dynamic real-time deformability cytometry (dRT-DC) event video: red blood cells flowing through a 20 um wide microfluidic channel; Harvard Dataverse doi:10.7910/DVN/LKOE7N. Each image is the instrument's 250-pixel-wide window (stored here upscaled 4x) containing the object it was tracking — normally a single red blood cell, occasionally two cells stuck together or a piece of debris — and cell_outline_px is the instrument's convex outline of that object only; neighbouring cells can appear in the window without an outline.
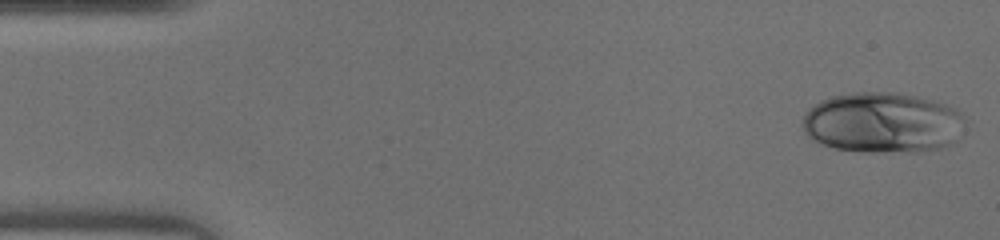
{"species": "human", "species_latin": "Homo sapiens", "temperature_condition": "warm", "stored_images_in_passage": 45, "camera_frame_rate_fps": 3000, "um_per_image_px": 0.085, "donor": {"sex": "male"}, "frame": {"image": 1, "passage_image": 1, "time_ms": 0.0, "image_size_px": [1000, 240], "cell_outline_px": [[964, 120], [956, 140], [952, 144], [940, 148], [920, 152], [864, 152], [836, 148], [812, 140], [804, 132], [800, 124], [808, 108], [820, 100], [832, 96], [856, 92], [900, 92], [932, 100], [956, 108], [964, 116]], "centroid_in_image_um": [75.0, 10.43], "position_along_channel_um": 10.0, "area_um2": 57.86}}
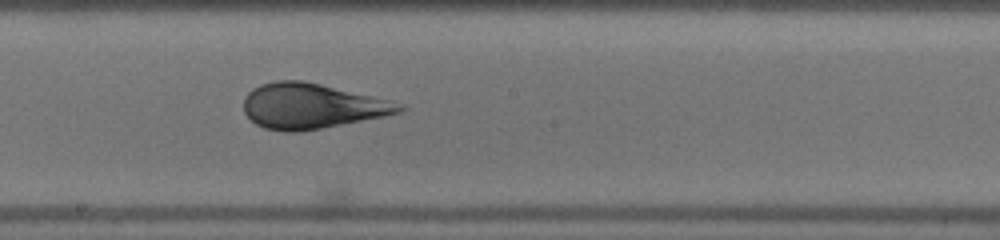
{"frame": {"image": 2, "passage_image": 24, "time_ms": 7.667, "image_size_px": [1000, 240], "cell_outline_px": [[408, 108], [400, 112], [384, 116], [320, 128], [296, 132], [284, 132], [264, 128], [256, 124], [244, 112], [244, 96], [252, 88], [260, 84], [276, 80], [304, 80], [392, 100], [404, 104]], "centroid_in_image_um": [26.5, 9.0], "position_along_channel_um": 221.7, "area_um2": 41.15}}
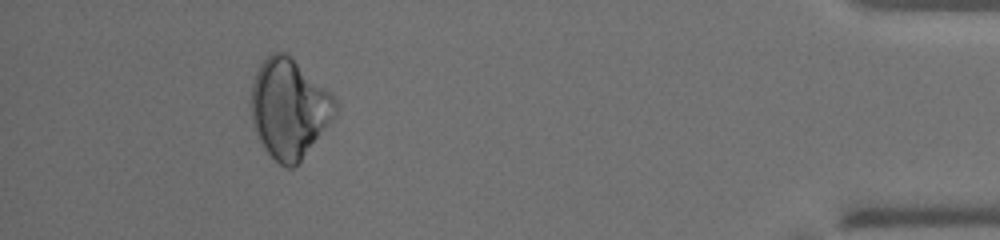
{"frame": {"image": 3, "passage_image": 41, "time_ms": 13.333, "image_size_px": [1000, 240], "cell_outline_px": [[336, 112], [300, 160], [292, 168], [288, 168], [280, 164], [264, 148], [252, 124], [252, 80], [260, 64], [272, 52], [284, 52], [292, 56], [336, 100]], "centroid_in_image_um": [24.53, 9.18], "position_along_channel_um": 410.7, "area_um2": 47.51}}